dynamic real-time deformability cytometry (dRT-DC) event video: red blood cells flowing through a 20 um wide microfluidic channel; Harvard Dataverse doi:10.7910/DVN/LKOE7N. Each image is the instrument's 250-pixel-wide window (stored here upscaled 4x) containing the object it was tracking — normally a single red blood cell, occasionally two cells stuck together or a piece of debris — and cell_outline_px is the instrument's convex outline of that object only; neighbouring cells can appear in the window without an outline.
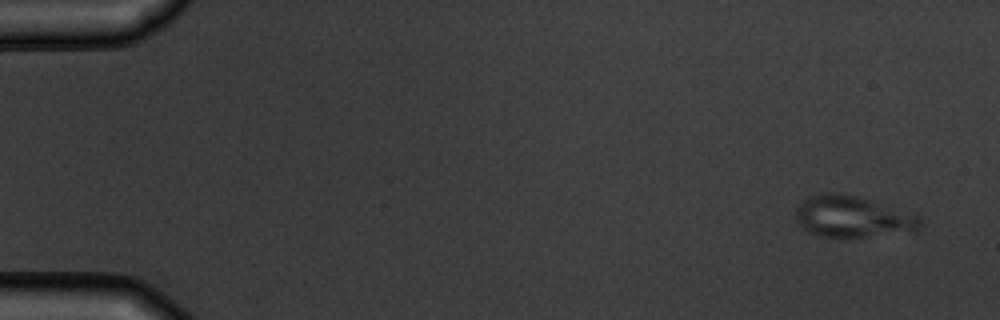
{"species": "common noctule bat (a hibernating species)", "species_latin": "Nyctalus noctula", "temperature_condition": "warm", "stored_images_in_passage": 3, "camera_frame_rate_fps": 3000, "um_per_image_px": 0.085, "animal": {"sex": "male", "body_mass_g": 19.5, "forearm_length_mm": 54.6}, "frame": {"image": 1, "passage_image": 3, "time_ms": 3.333, "image_size_px": [1000, 320], "cell_outline_px": [[924, 224], [916, 232], [848, 240], [816, 236], [800, 228], [796, 220], [796, 208], [804, 200], [812, 196], [828, 192], [832, 192], [856, 196], [916, 212], [920, 216]], "centroid_in_image_um": [72.57, 18.49], "position_along_channel_um": 12.4, "area_um2": 31.62}}